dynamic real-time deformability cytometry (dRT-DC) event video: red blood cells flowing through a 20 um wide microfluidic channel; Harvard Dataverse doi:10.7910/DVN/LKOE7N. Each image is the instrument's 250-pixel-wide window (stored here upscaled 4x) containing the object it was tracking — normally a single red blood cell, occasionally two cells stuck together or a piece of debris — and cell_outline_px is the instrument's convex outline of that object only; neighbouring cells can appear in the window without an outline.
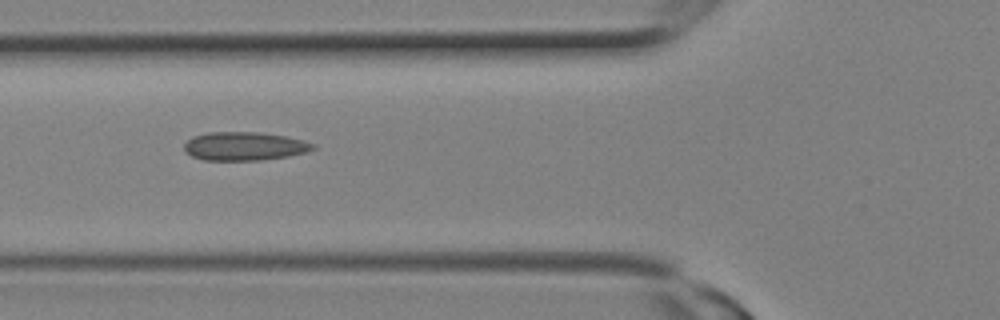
{"species": "Egyptian fruit bat (a non-hibernating species)", "species_latin": "Rousettus aegyptiacus", "temperature_condition": "room temperature", "stored_images_in_passage": 4, "camera_frame_rate_fps": 3000, "um_per_image_px": 0.085, "animal": {"sex": "female"}, "frame": {"image": 1, "passage_image": 3, "time_ms": 0.667, "image_size_px": [1000, 320], "cell_outline_px": [[316, 148], [308, 152], [288, 156], [260, 160], [204, 160], [192, 156], [184, 152], [184, 144], [192, 136], [208, 132], [260, 132], [288, 136], [304, 140], [316, 144]], "centroid_in_image_um": [20.8, 12.42], "position_along_channel_um": 105.0, "area_um2": 21.68}}